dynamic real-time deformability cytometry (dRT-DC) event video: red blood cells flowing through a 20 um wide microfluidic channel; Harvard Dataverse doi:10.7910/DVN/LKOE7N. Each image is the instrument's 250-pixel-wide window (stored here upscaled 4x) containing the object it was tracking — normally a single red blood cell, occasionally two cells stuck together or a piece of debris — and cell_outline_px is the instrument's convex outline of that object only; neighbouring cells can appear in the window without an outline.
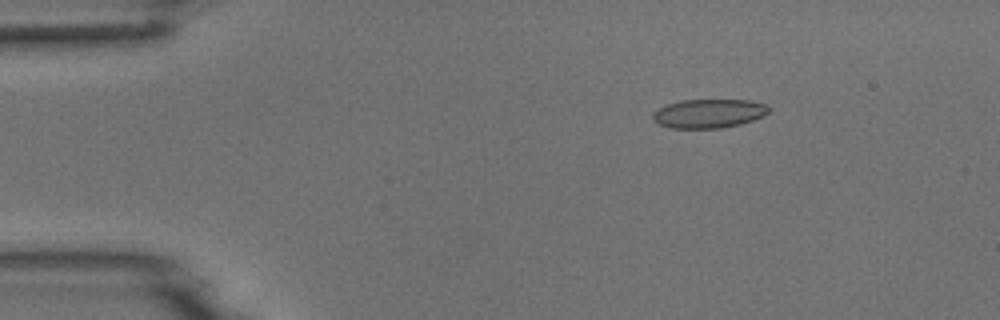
{"species": "common noctule bat (a hibernating species)", "species_latin": "Nyctalus noctula", "temperature_condition": "room temperature", "stored_images_in_passage": 4, "camera_frame_rate_fps": 3000, "um_per_image_px": 0.085, "animal": {"sex": "male", "body_mass_g": 18.8}, "frame": {"image": 1, "passage_image": 2, "time_ms": 1.333, "image_size_px": [1000, 320], "cell_outline_px": [[768, 112], [764, 116], [740, 124], [720, 128], [672, 128], [660, 124], [652, 120], [652, 112], [668, 104], [680, 100], [748, 100], [768, 104]], "centroid_in_image_um": [60.24, 9.64], "position_along_channel_um": 24.8, "area_um2": 19.48}}